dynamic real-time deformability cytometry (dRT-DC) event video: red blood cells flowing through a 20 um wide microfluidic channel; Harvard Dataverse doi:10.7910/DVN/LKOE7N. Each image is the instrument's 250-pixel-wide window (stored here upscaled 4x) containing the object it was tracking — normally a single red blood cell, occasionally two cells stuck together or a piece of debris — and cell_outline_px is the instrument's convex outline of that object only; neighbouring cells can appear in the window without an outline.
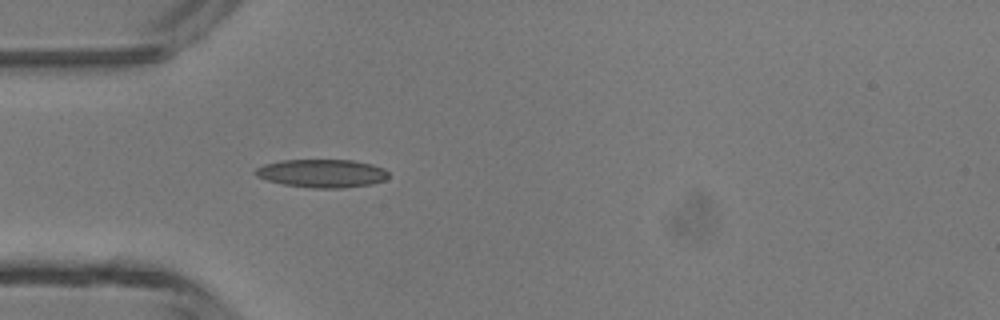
{"species": "common noctule bat (a hibernating species)", "species_latin": "Nyctalus noctula", "temperature_condition": "room temperature", "stored_images_in_passage": 34, "camera_frame_rate_fps": 3000, "um_per_image_px": 0.085, "animal": {"sex": "male", "body_mass_g": 13.3}, "frame": {"image": 1, "passage_image": 1, "time_ms": 0.0, "image_size_px": [1000, 320], "cell_outline_px": [[388, 176], [384, 180], [372, 184], [344, 188], [312, 188], [284, 184], [268, 180], [256, 176], [252, 172], [256, 168], [264, 164], [280, 160], [352, 160], [372, 164], [384, 168], [388, 172]], "centroid_in_image_um": [27.36, 14.73], "position_along_channel_um": 57.6, "area_um2": 21.96}}
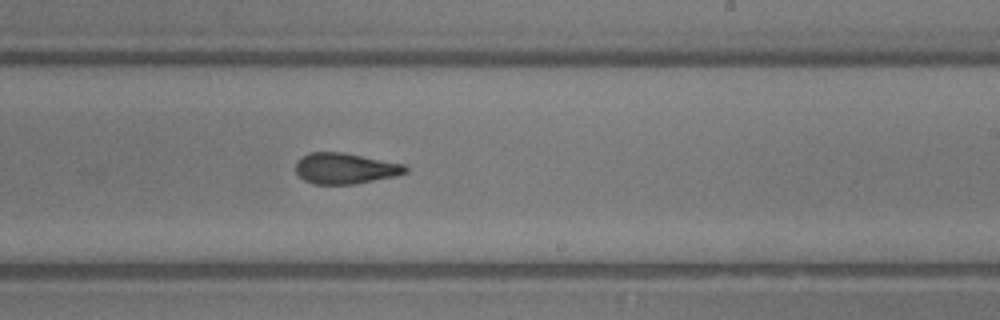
{"frame": {"image": 2, "passage_image": 15, "time_ms": 4.667, "image_size_px": [1000, 320], "cell_outline_px": [[408, 172], [396, 176], [352, 184], [312, 184], [304, 180], [296, 172], [296, 160], [308, 152], [344, 152], [408, 164]], "centroid_in_image_um": [29.37, 14.3], "position_along_channel_um": 259.6, "area_um2": 20.06}}
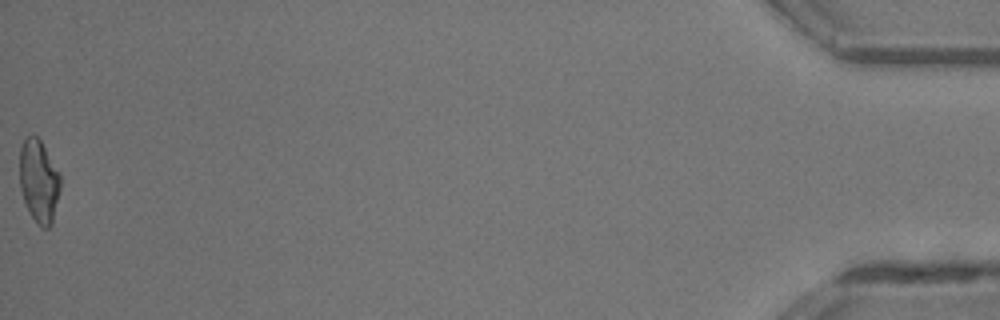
{"frame": {"image": 3, "passage_image": 34, "time_ms": 11.0, "image_size_px": [1000, 320], "cell_outline_px": [[60, 188], [52, 224], [48, 228], [40, 228], [36, 224], [24, 200], [20, 188], [20, 148], [24, 140], [32, 132], [40, 140], [60, 176]], "centroid_in_image_um": [3.29, 15.41], "position_along_channel_um": 431.9, "area_um2": 19.42}, "authors_computed_cell_mechanics": {"area_um2": 20.23, "velocity_mm_per_s": 4.3908, "shape_relaxation_time_tau1_ms": 10.469, "shape_relaxation_time_tau2_ms": 2.0477, "deformation_change_tau1": 0.2434, "deformation_change_tau2": 0.1042}}